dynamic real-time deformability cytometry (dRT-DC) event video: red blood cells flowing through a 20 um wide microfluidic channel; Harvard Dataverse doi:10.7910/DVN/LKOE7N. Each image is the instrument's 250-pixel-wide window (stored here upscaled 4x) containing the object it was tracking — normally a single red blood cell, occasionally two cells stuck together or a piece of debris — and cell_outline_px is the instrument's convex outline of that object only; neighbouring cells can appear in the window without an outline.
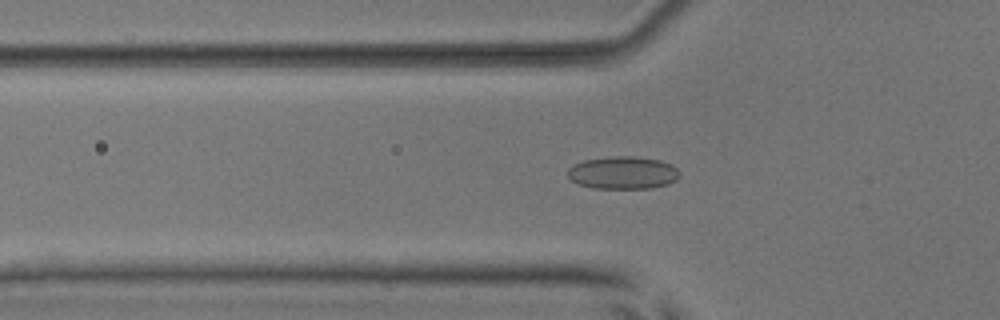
{"species": "common noctule bat (a hibernating species)", "species_latin": "Nyctalus noctula", "temperature_condition": "room temperature", "stored_images_in_passage": 39, "camera_frame_rate_fps": 3000, "um_per_image_px": 0.085, "animal": {"sex": "male", "body_mass_g": 17.9, "forearm_length_mm": 54.2}, "frame": {"image": 1, "passage_image": 8, "time_ms": 2.333, "image_size_px": [1000, 320], "cell_outline_px": [[680, 176], [676, 180], [668, 184], [652, 188], [592, 188], [576, 184], [568, 176], [568, 168], [572, 164], [584, 160], [612, 156], [632, 156], [660, 160], [672, 164], [680, 172]], "centroid_in_image_um": [52.94, 14.68], "position_along_channel_um": 72.9, "area_um2": 21.5}}
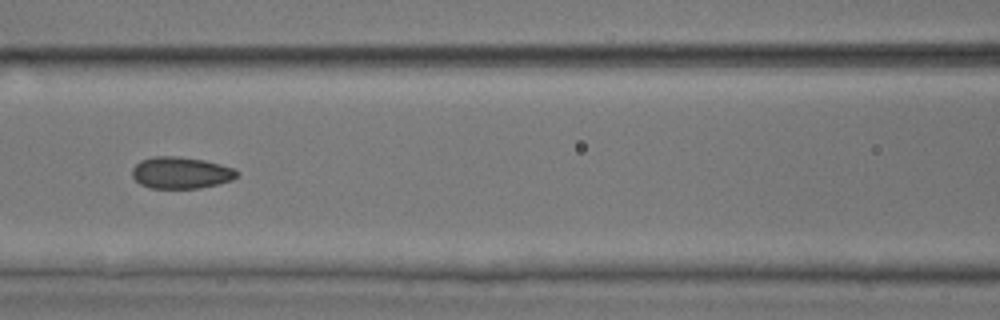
{"frame": {"image": 2, "passage_image": 14, "time_ms": 4.333, "image_size_px": [1000, 320], "cell_outline_px": [[240, 172], [232, 180], [200, 188], [152, 188], [140, 184], [132, 176], [132, 168], [140, 160], [156, 156], [176, 156], [204, 160], [236, 168]], "centroid_in_image_um": [15.39, 14.68], "position_along_channel_um": 151.2, "area_um2": 19.36}}
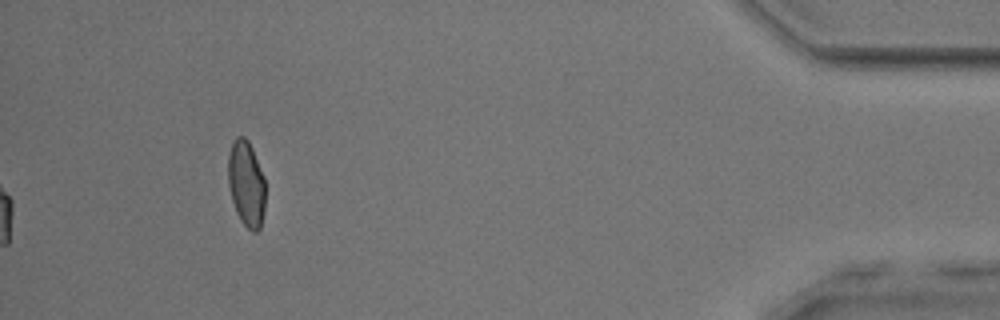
{"frame": {"image": 3, "passage_image": 39, "time_ms": 12.667, "image_size_px": [1000, 320], "cell_outline_px": [[264, 208], [260, 228], [256, 232], [252, 232], [240, 220], [236, 212], [232, 200], [228, 184], [228, 152], [236, 136], [244, 136], [248, 140], [252, 148], [264, 176]], "centroid_in_image_um": [20.92, 15.6], "position_along_channel_um": 414.3, "area_um2": 18.61}, "authors_computed_cell_mechanics": {"area_um2": 19.4208, "velocity_mm_per_s": 3.9118, "shape_relaxation_time_tau1_ms": null, "shape_relaxation_time_tau2_ms": 1.3335, "deformation_change_tau1": null, "deformation_change_tau2": 0.0548}}